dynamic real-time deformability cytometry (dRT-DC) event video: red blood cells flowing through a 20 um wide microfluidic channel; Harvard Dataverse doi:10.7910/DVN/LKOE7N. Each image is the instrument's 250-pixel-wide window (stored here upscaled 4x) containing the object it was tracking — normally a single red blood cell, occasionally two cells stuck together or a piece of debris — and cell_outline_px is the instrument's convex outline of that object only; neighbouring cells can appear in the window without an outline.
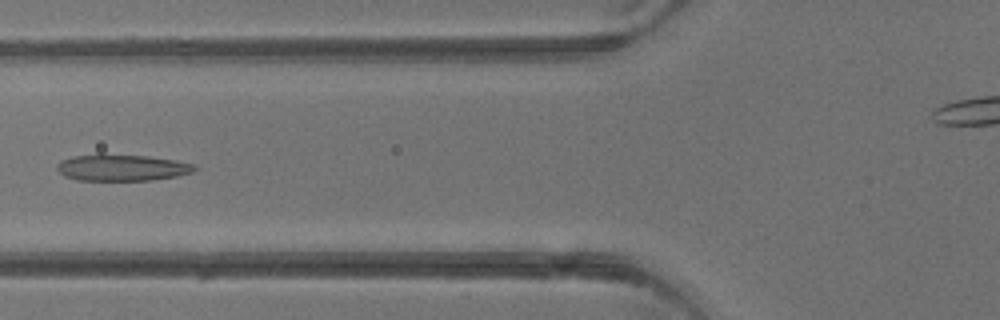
{"species": "common noctule bat (a hibernating species)", "species_latin": "Nyctalus noctula", "temperature_condition": "warm", "stored_images_in_passage": 6, "camera_frame_rate_fps": 3000, "um_per_image_px": 0.085, "animal": {"sex": "male", "body_mass_g": 13.3}, "frame": {"image": 1, "passage_image": 6, "time_ms": 6.0, "image_size_px": [1000, 320], "cell_outline_px": [[200, 168], [192, 172], [176, 176], [152, 180], [76, 180], [64, 176], [56, 168], [56, 164], [60, 160], [72, 156], [100, 152], [148, 156], [176, 160], [196, 164]], "centroid_in_image_um": [10.34, 14.22], "position_along_channel_um": 115.5, "area_um2": 21.91}}